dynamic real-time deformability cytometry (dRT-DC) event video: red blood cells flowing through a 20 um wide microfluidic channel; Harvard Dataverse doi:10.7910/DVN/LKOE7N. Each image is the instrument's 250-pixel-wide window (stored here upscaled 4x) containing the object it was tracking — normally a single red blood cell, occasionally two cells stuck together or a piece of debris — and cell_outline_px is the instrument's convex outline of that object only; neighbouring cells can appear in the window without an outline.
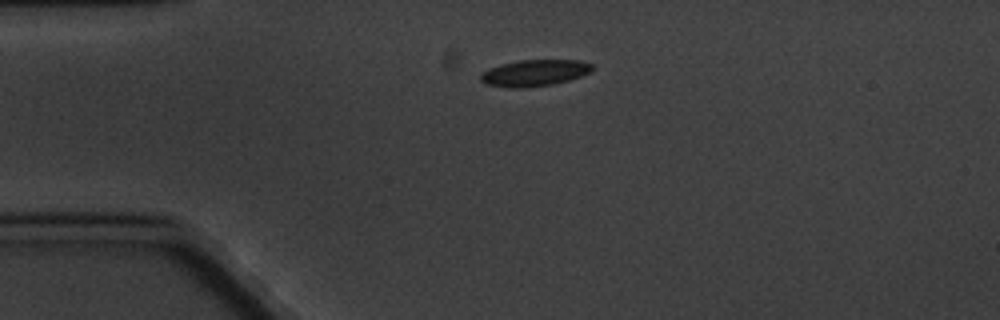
{"species": "common noctule bat (a hibernating species)", "species_latin": "Nyctalus noctula", "temperature_condition": "cold", "stored_images_in_passage": 2, "camera_frame_rate_fps": 3000, "um_per_image_px": 0.085, "animal": {"sex": "male", "body_mass_g": 20.1, "forearm_length_mm": 53.5}, "frame": {"image": 1, "passage_image": 1, "time_ms": 0.0, "image_size_px": [1000, 320], "cell_outline_px": [[596, 68], [592, 72], [568, 80], [552, 84], [524, 88], [508, 88], [484, 84], [480, 80], [480, 72], [488, 68], [500, 64], [520, 60], [580, 60], [592, 64]], "centroid_in_image_um": [45.41, 6.2], "position_along_channel_um": 39.6, "area_um2": 17.51}}